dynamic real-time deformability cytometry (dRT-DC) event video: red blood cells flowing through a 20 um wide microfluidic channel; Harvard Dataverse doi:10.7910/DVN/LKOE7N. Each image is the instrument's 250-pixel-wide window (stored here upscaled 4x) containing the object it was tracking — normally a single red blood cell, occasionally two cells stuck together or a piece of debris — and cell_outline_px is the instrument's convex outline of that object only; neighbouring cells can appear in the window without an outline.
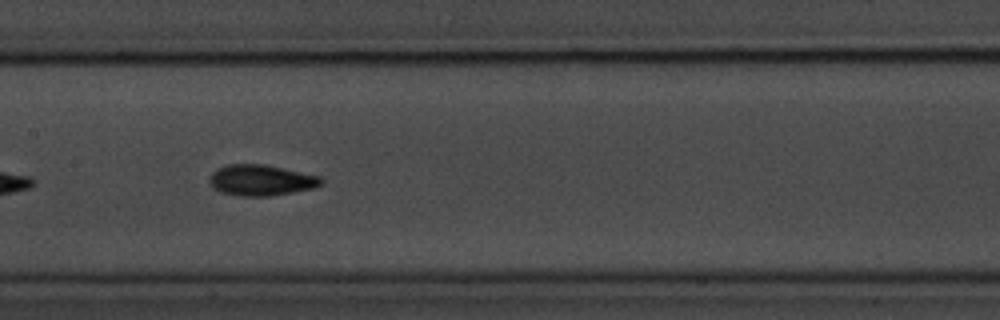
{"species": "common noctule bat (a hibernating species)", "species_latin": "Nyctalus noctula", "temperature_condition": "room temperature", "stored_images_in_passage": 40, "camera_frame_rate_fps": 3000, "um_per_image_px": 0.085, "animal": {"sex": "male", "body_mass_g": 20.1, "forearm_length_mm": 53.5}, "frame": {"image": 1, "passage_image": 12, "time_ms": 3.667, "image_size_px": [1000, 320], "cell_outline_px": [[324, 184], [316, 188], [268, 196], [240, 196], [220, 192], [208, 180], [212, 172], [216, 168], [228, 164], [264, 164], [320, 176], [324, 180]], "centroid_in_image_um": [22.22, 15.31], "position_along_channel_um": 185.2, "area_um2": 20.17}}
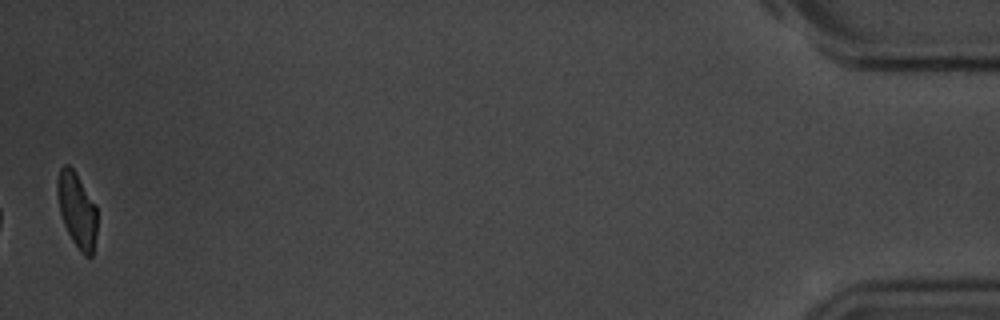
{"frame": {"image": 2, "passage_image": 40, "time_ms": 13.0, "image_size_px": [1000, 320], "cell_outline_px": [[96, 232], [92, 256], [84, 256], [80, 252], [72, 240], [64, 224], [60, 212], [56, 192], [56, 180], [60, 168], [64, 164], [68, 164], [72, 168], [96, 204]], "centroid_in_image_um": [6.52, 17.83], "position_along_channel_um": 428.7, "area_um2": 17.34}, "authors_computed_cell_mechanics": {"area_um2": 18.785, "velocity_mm_per_s": 3.6165, "shape_relaxation_time_tau1_ms": 2.7732, "shape_relaxation_time_tau2_ms": 2.0488, "deformation_change_tau1": 0.1372, "deformation_change_tau2": 0.0628}}